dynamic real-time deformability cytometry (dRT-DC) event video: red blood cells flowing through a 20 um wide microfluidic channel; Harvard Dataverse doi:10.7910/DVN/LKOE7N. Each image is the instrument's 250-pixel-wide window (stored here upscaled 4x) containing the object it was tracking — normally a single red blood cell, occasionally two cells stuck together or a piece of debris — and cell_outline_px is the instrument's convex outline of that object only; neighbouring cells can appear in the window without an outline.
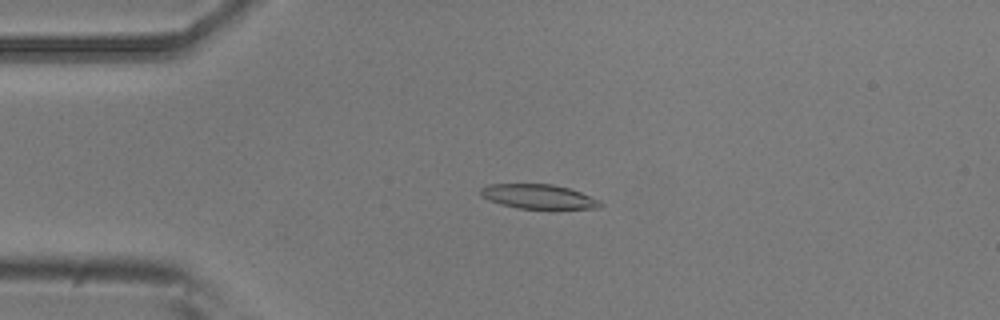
{"species": "common noctule bat (a hibernating species)", "species_latin": "Nyctalus noctula", "temperature_condition": "room temperature", "stored_images_in_passage": 6, "camera_frame_rate_fps": 3000, "um_per_image_px": 0.085, "animal": {"sex": "male", "body_mass_g": 20.5, "forearm_length_mm": 52.5}, "frame": {"image": 1, "passage_image": 3, "time_ms": 0.667, "image_size_px": [1000, 320], "cell_outline_px": [[604, 204], [600, 208], [556, 212], [516, 208], [500, 204], [488, 200], [480, 196], [480, 188], [488, 184], [552, 184], [568, 188], [580, 192], [600, 200]], "centroid_in_image_um": [45.84, 16.77], "position_along_channel_um": 39.2, "area_um2": 18.21}}
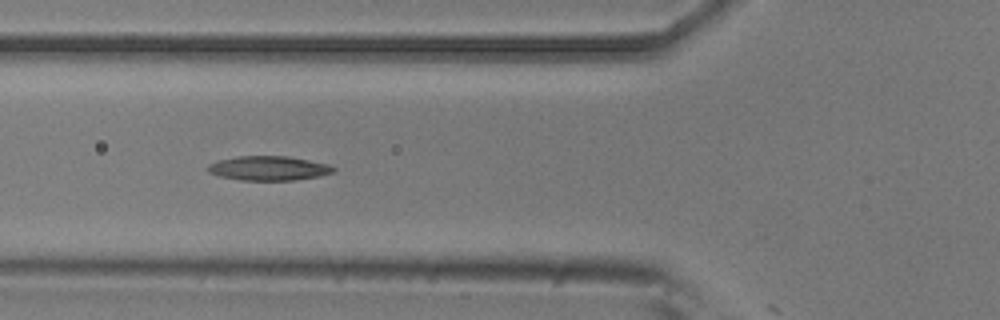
{"frame": {"image": 2, "passage_image": 5, "time_ms": 1.333, "image_size_px": [1000, 320], "cell_outline_px": [[336, 172], [320, 176], [292, 180], [240, 180], [220, 176], [208, 172], [208, 164], [216, 160], [236, 156], [288, 156], [328, 164], [336, 168]], "centroid_in_image_um": [22.83, 14.29], "position_along_channel_um": 103.0, "area_um2": 17.92}}